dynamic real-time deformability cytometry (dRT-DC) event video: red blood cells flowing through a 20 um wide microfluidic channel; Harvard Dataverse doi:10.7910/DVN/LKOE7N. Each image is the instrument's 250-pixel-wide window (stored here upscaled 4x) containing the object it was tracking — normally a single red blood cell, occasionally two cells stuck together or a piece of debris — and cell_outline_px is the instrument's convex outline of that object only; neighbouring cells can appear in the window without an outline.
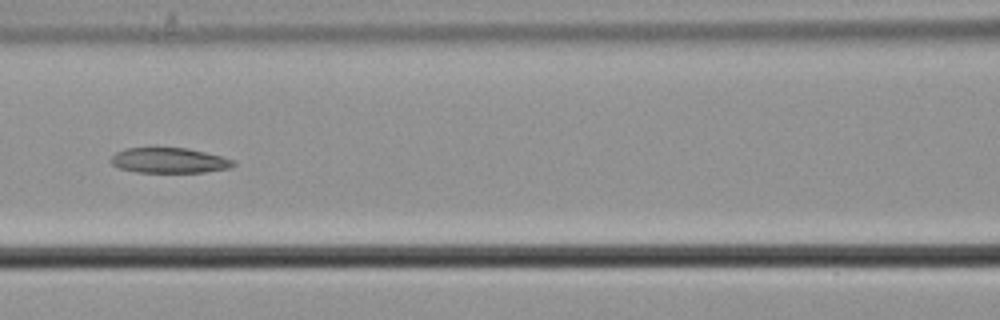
{"species": "common noctule bat (a hibernating species)", "species_latin": "Nyctalus noctula", "temperature_condition": "cold", "stored_images_in_passage": 7, "camera_frame_rate_fps": 3000, "um_per_image_px": 0.085, "animal": {"sex": "male", "body_mass_g": 21.5, "forearm_length_mm": 52.0}, "frame": {"image": 1, "passage_image": 7, "time_ms": 2.0, "image_size_px": [1000, 320], "cell_outline_px": [[236, 164], [232, 168], [204, 172], [136, 172], [120, 168], [112, 164], [108, 160], [116, 152], [124, 148], [188, 148], [236, 160]], "centroid_in_image_um": [14.39, 13.64], "position_along_channel_um": 152.2, "area_um2": 18.09}}